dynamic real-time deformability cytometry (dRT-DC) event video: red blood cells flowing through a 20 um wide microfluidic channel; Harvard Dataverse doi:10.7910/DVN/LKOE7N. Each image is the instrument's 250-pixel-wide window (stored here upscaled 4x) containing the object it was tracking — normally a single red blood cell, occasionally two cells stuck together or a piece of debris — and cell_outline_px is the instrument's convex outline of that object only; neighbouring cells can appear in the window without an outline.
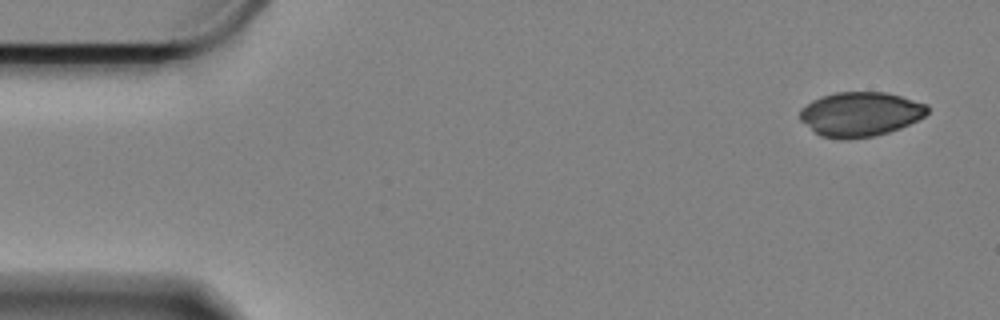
{"species": "Egyptian fruit bat (a non-hibernating species)", "species_latin": "Rousettus aegyptiacus", "temperature_condition": "cold", "stored_images_in_passage": 57, "camera_frame_rate_fps": 3000, "um_per_image_px": 0.085, "animal": {"sex": "female"}, "frame": {"image": 1, "passage_image": 1, "time_ms": 0.0, "image_size_px": [1000, 320], "cell_outline_px": [[928, 112], [924, 116], [900, 128], [888, 132], [872, 136], [848, 140], [844, 140], [820, 136], [800, 120], [800, 108], [812, 100], [836, 92], [884, 92], [900, 96], [928, 104]], "centroid_in_image_um": [73.11, 9.71], "position_along_channel_um": 11.9, "area_um2": 32.95}}
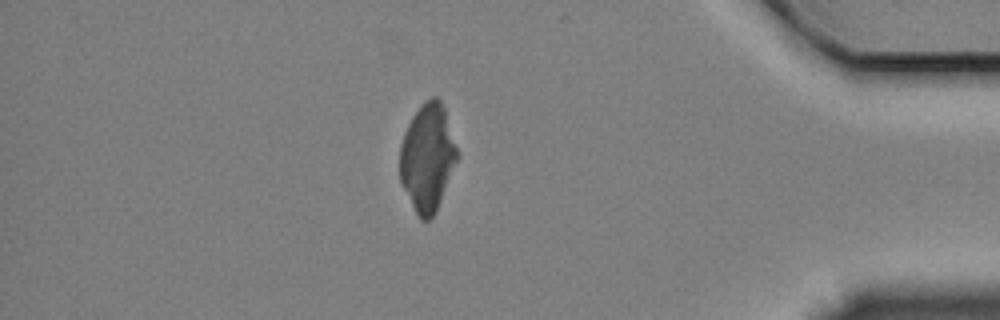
{"frame": {"image": 2, "passage_image": 49, "time_ms": 16.0, "image_size_px": [1000, 320], "cell_outline_px": [[460, 156], [440, 200], [432, 216], [428, 220], [420, 220], [400, 184], [400, 144], [404, 132], [412, 116], [420, 104], [424, 100], [432, 96], [436, 96], [440, 100], [444, 108]], "centroid_in_image_um": [36.33, 13.35], "position_along_channel_um": 398.9, "area_um2": 35.95}}
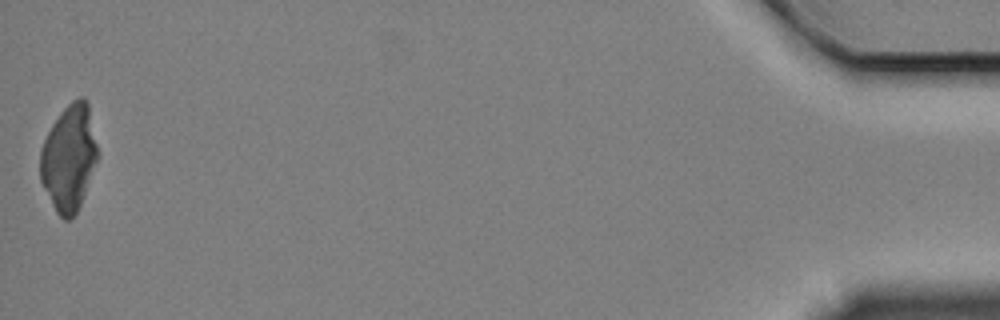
{"frame": {"image": 3, "passage_image": 57, "time_ms": 18.667, "image_size_px": [1000, 320], "cell_outline_px": [[100, 156], [80, 204], [76, 212], [68, 220], [64, 220], [56, 212], [40, 180], [40, 148], [52, 124], [60, 112], [72, 100], [80, 96], [84, 96], [88, 104]], "centroid_in_image_um": [5.87, 13.39], "position_along_channel_um": 429.3, "area_um2": 35.6}}